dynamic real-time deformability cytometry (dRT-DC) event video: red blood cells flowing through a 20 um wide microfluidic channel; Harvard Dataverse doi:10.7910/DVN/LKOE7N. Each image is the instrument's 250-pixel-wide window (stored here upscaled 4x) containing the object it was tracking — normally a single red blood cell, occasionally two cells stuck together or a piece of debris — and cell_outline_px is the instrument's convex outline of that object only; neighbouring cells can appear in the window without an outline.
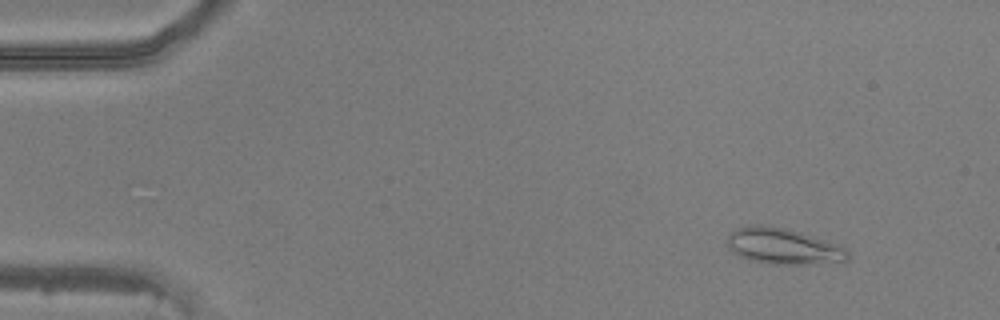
{"species": "common noctule bat (a hibernating species)", "species_latin": "Nyctalus noctula", "temperature_condition": "warm", "stored_images_in_passage": 49, "camera_frame_rate_fps": 3000, "um_per_image_px": 0.085, "animal": {"sex": "male", "body_mass_g": 20.5, "forearm_length_mm": 52.5}, "frame": {"image": 1, "passage_image": 6, "time_ms": 1.667, "image_size_px": [1000, 320], "cell_outline_px": [[848, 260], [800, 264], [772, 264], [748, 260], [732, 252], [728, 248], [728, 236], [732, 232], [740, 228], [752, 224], [760, 224], [784, 228], [840, 244], [848, 248]], "centroid_in_image_um": [66.57, 20.93], "position_along_channel_um": 18.4, "area_um2": 25.03}}
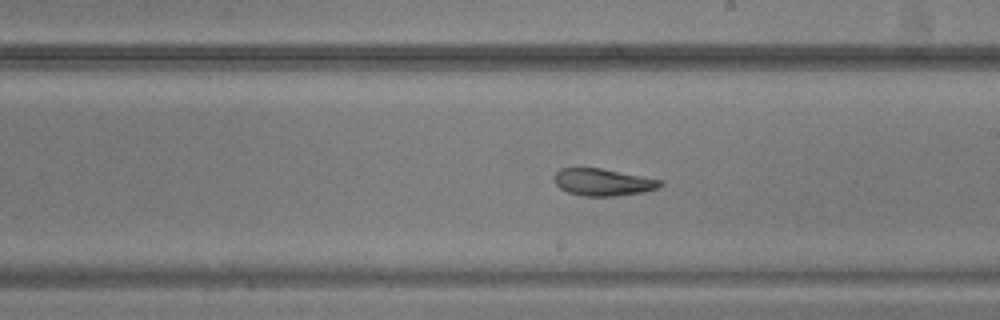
{"frame": {"image": 2, "passage_image": 29, "time_ms": 9.333, "image_size_px": [1000, 320], "cell_outline_px": [[664, 184], [660, 188], [644, 192], [616, 196], [584, 196], [568, 192], [560, 188], [556, 184], [552, 176], [560, 168], [600, 168], [664, 180]], "centroid_in_image_um": [51.29, 15.49], "position_along_channel_um": 237.7, "area_um2": 16.94}}
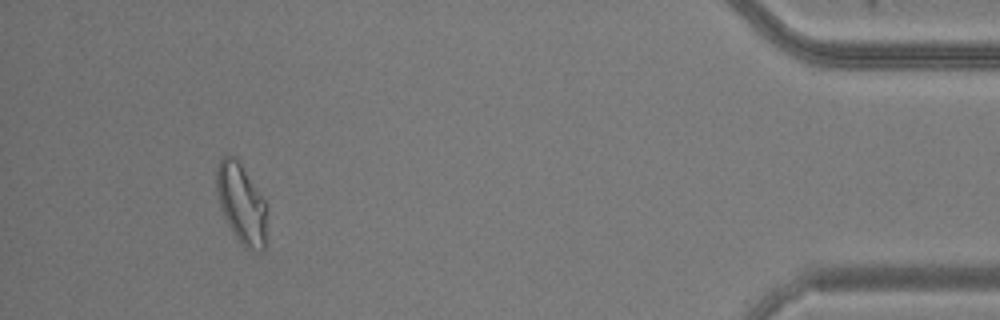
{"frame": {"image": 3, "passage_image": 46, "time_ms": 15.0, "image_size_px": [1000, 320], "cell_outline_px": [[264, 252], [256, 252], [244, 248], [240, 244], [232, 232], [224, 216], [220, 204], [216, 188], [216, 168], [220, 156], [236, 156], [264, 200]], "centroid_in_image_um": [20.47, 17.3], "position_along_channel_um": 414.7, "area_um2": 23.06}}